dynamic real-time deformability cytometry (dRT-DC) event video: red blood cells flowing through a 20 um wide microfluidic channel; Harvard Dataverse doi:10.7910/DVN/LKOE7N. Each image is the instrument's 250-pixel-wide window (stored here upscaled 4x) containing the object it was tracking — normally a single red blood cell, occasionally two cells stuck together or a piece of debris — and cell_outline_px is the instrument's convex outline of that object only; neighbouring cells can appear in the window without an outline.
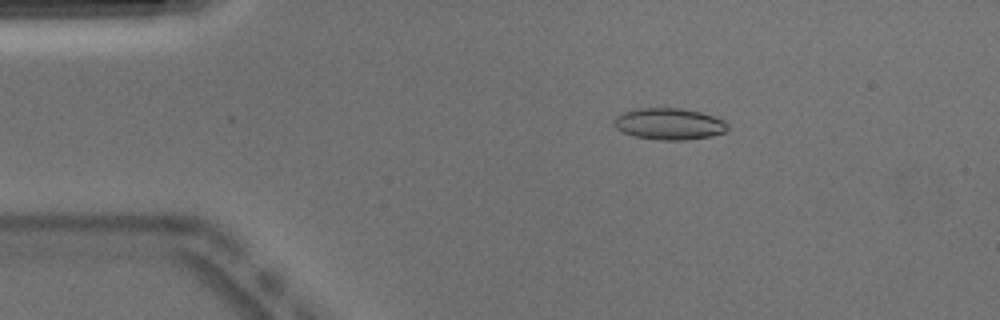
{"species": "Egyptian fruit bat (a non-hibernating species)", "species_latin": "Rousettus aegyptiacus", "temperature_condition": "warm", "stored_images_in_passage": 51, "camera_frame_rate_fps": 3000, "um_per_image_px": 0.085, "animal": {"sex": "male"}, "frame": {"image": 1, "passage_image": 9, "time_ms": 2.667, "image_size_px": [1000, 320], "cell_outline_px": [[728, 128], [724, 132], [712, 136], [684, 140], [664, 140], [636, 136], [624, 132], [616, 128], [612, 124], [612, 120], [616, 116], [624, 112], [640, 108], [680, 108], [700, 112], [716, 116], [724, 120], [728, 124]], "centroid_in_image_um": [56.89, 10.52], "position_along_channel_um": 28.1, "area_um2": 20.87}}
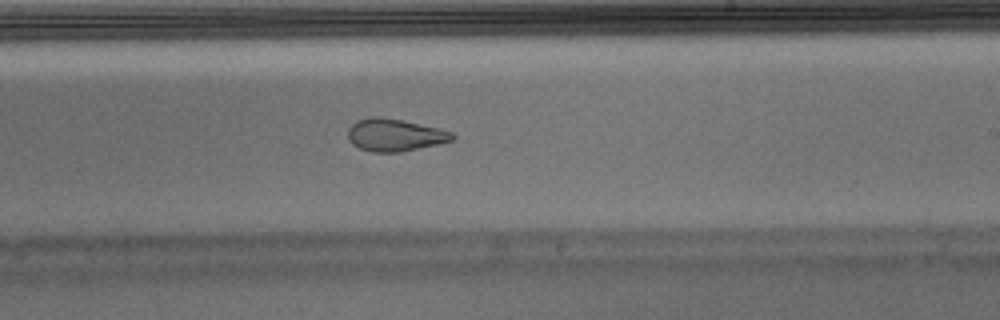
{"frame": {"image": 2, "passage_image": 30, "time_ms": 9.667, "image_size_px": [1000, 320], "cell_outline_px": [[456, 136], [452, 140], [436, 144], [400, 152], [372, 152], [360, 148], [352, 144], [348, 140], [348, 128], [356, 120], [372, 116], [380, 116], [440, 128], [452, 132]], "centroid_in_image_um": [33.52, 11.47], "position_along_channel_um": 255.5, "area_um2": 19.65}}
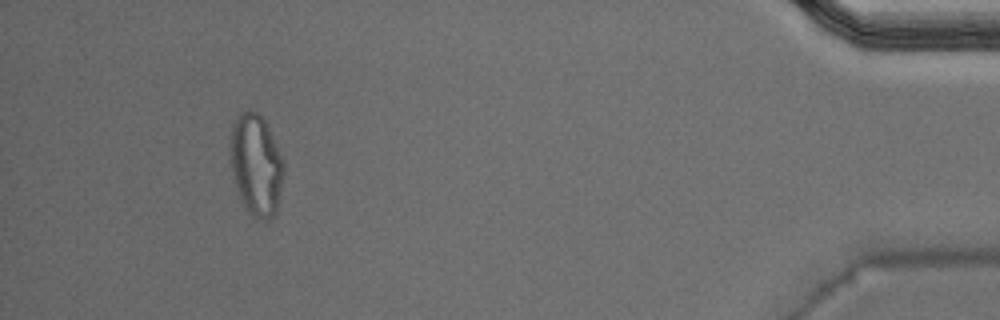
{"frame": {"image": 3, "passage_image": 47, "time_ms": 15.333, "image_size_px": [1000, 320], "cell_outline_px": [[284, 172], [276, 212], [268, 220], [260, 220], [252, 216], [248, 212], [232, 180], [232, 124], [236, 116], [240, 112], [248, 108], [256, 112], [264, 120], [284, 160]], "centroid_in_image_um": [21.78, 14.02], "position_along_channel_um": 413.4, "area_um2": 31.33}, "authors_computed_cell_mechanics": {"area_um2": 20.7502, "velocity_mm_per_s": 3.9615, "shape_relaxation_time_tau1_ms": null, "shape_relaxation_time_tau2_ms": 1.3582, "deformation_change_tau1": null, "deformation_change_tau2": 0.0712}}